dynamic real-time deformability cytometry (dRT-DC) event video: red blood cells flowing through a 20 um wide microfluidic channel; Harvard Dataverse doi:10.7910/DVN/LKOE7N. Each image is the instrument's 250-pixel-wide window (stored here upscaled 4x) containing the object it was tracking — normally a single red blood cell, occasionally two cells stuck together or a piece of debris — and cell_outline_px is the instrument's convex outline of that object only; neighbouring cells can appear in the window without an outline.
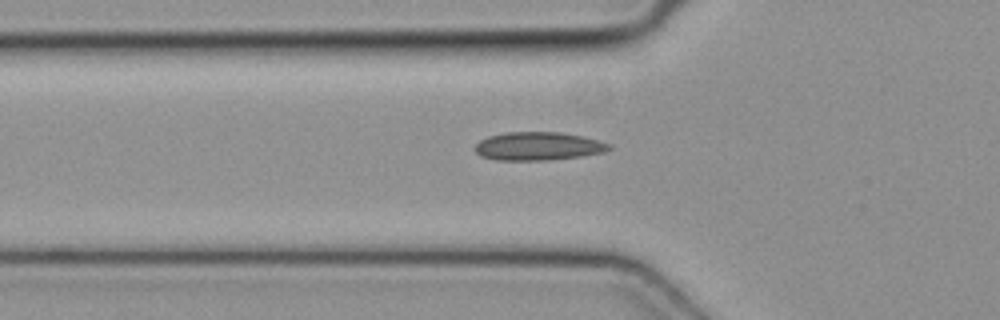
{"species": "common noctule bat (a hibernating species)", "species_latin": "Nyctalus noctula", "temperature_condition": "cold", "stored_images_in_passage": 31, "camera_frame_rate_fps": 3000, "um_per_image_px": 0.085, "animal": {"sex": "female", "body_mass_g": 19.3, "forearm_length_mm": 54.1}, "frame": {"image": 1, "passage_image": 2, "time_ms": 0.333, "image_size_px": [1000, 320], "cell_outline_px": [[612, 148], [604, 152], [580, 156], [548, 160], [496, 160], [480, 156], [476, 152], [476, 144], [480, 140], [488, 136], [504, 132], [560, 132], [584, 136], [608, 144]], "centroid_in_image_um": [45.71, 12.42], "position_along_channel_um": 80.1, "area_um2": 22.02}}
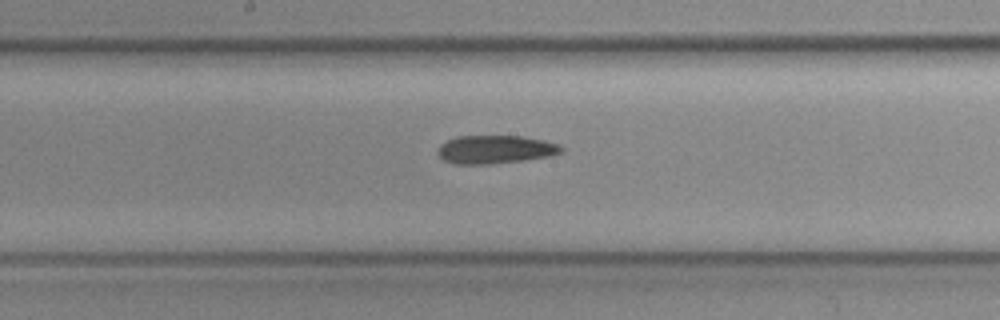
{"frame": {"image": 2, "passage_image": 11, "time_ms": 3.333, "image_size_px": [1000, 320], "cell_outline_px": [[564, 152], [548, 156], [524, 160], [488, 164], [456, 164], [444, 160], [436, 152], [440, 144], [456, 136], [520, 136], [544, 140], [556, 144], [564, 148]], "centroid_in_image_um": [42.08, 12.7], "position_along_channel_um": 206.1, "area_um2": 20.29}}
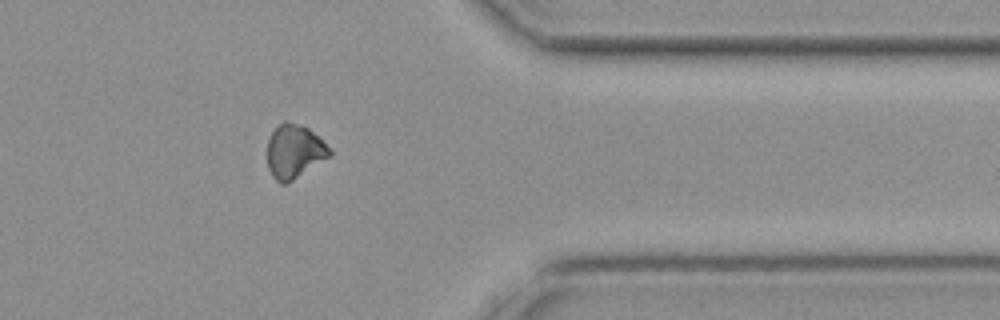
{"frame": {"image": 3, "passage_image": 25, "time_ms": 8.0, "image_size_px": [1000, 320], "cell_outline_px": [[332, 156], [292, 180], [284, 184], [280, 184], [272, 176], [268, 168], [268, 140], [272, 132], [284, 120], [288, 120], [308, 128], [332, 152]], "centroid_in_image_um": [25.0, 12.88], "position_along_channel_um": 386.4, "area_um2": 19.25}}